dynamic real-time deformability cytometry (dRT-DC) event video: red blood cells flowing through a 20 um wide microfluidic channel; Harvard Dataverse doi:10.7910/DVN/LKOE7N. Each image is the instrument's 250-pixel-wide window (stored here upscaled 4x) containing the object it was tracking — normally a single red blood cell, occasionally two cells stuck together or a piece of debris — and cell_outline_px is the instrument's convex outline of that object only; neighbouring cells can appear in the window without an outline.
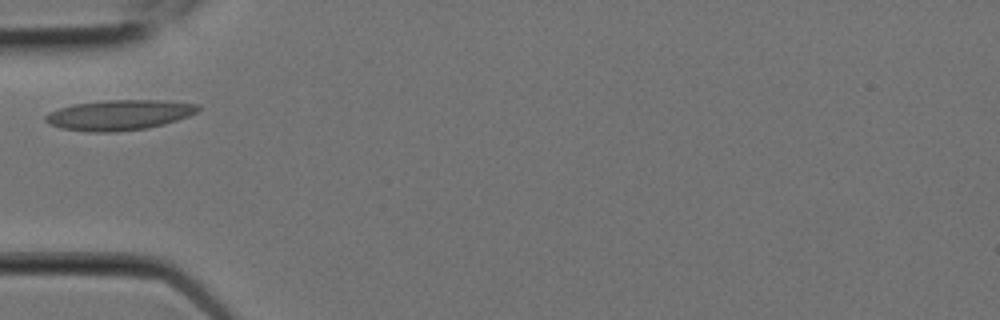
{"species": "Egyptian fruit bat (a non-hibernating species)", "species_latin": "Rousettus aegyptiacus", "temperature_condition": "room temperature", "stored_images_in_passage": 6, "camera_frame_rate_fps": 3000, "um_per_image_px": 0.085, "animal": {"sex": "female"}, "frame": {"image": 1, "passage_image": 2, "time_ms": 0.333, "image_size_px": [1000, 320], "cell_outline_px": [[200, 108], [196, 112], [188, 116], [164, 124], [148, 128], [116, 132], [92, 132], [60, 128], [48, 124], [44, 120], [44, 116], [48, 112], [72, 104], [104, 100], [164, 100], [200, 104]], "centroid_in_image_um": [10.11, 9.77], "position_along_channel_um": 74.9, "area_um2": 27.11}}
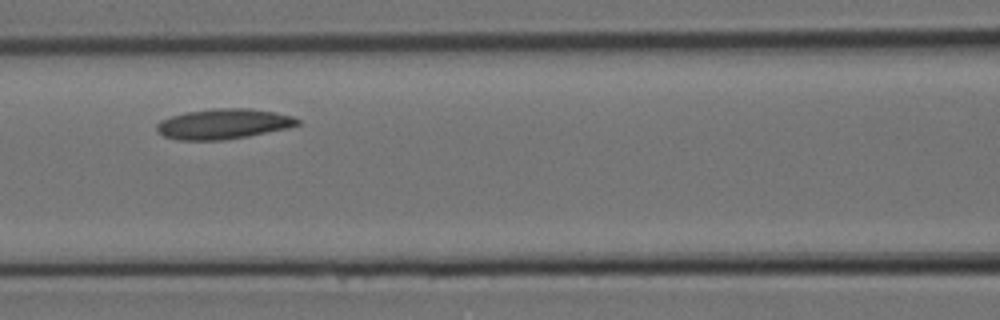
{"frame": {"image": 2, "passage_image": 4, "time_ms": 1.0, "image_size_px": [1000, 320], "cell_outline_px": [[300, 124], [288, 128], [248, 136], [224, 140], [176, 140], [164, 136], [156, 132], [156, 124], [160, 120], [172, 116], [188, 112], [212, 108], [248, 108], [272, 112], [292, 116], [300, 120]], "centroid_in_image_um": [18.96, 10.54], "position_along_channel_um": 147.6, "area_um2": 24.8}}
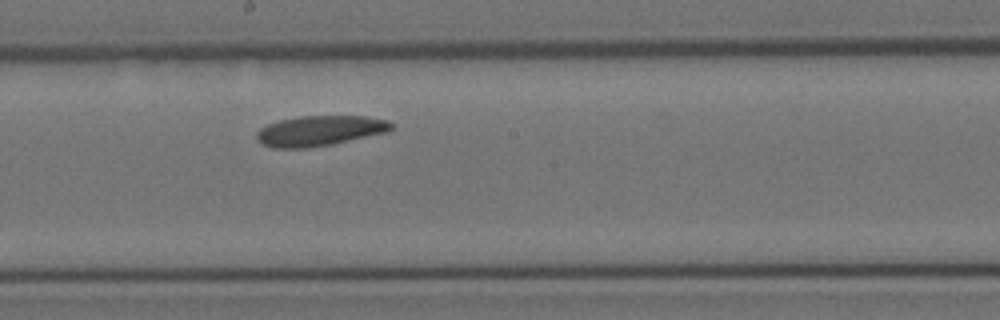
{"frame": {"image": 3, "passage_image": 6, "time_ms": 1.667, "image_size_px": [1000, 320], "cell_outline_px": [[396, 128], [388, 132], [332, 144], [308, 148], [272, 148], [260, 144], [256, 140], [256, 132], [260, 128], [268, 124], [280, 120], [300, 116], [364, 116], [388, 120], [396, 124]], "centroid_in_image_um": [27.2, 11.12], "position_along_channel_um": 221.0, "area_um2": 24.1}}